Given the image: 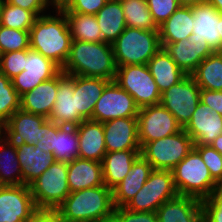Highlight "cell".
Segmentation results:
<instances>
[{
	"instance_id": "26",
	"label": "cell",
	"mask_w": 222,
	"mask_h": 222,
	"mask_svg": "<svg viewBox=\"0 0 222 222\" xmlns=\"http://www.w3.org/2000/svg\"><path fill=\"white\" fill-rule=\"evenodd\" d=\"M109 82L107 79L74 75L76 109L86 120H92L96 102Z\"/></svg>"
},
{
	"instance_id": "21",
	"label": "cell",
	"mask_w": 222,
	"mask_h": 222,
	"mask_svg": "<svg viewBox=\"0 0 222 222\" xmlns=\"http://www.w3.org/2000/svg\"><path fill=\"white\" fill-rule=\"evenodd\" d=\"M156 215L158 222H203L201 200L184 195L164 202Z\"/></svg>"
},
{
	"instance_id": "50",
	"label": "cell",
	"mask_w": 222,
	"mask_h": 222,
	"mask_svg": "<svg viewBox=\"0 0 222 222\" xmlns=\"http://www.w3.org/2000/svg\"><path fill=\"white\" fill-rule=\"evenodd\" d=\"M210 146L222 155V134L217 136Z\"/></svg>"
},
{
	"instance_id": "11",
	"label": "cell",
	"mask_w": 222,
	"mask_h": 222,
	"mask_svg": "<svg viewBox=\"0 0 222 222\" xmlns=\"http://www.w3.org/2000/svg\"><path fill=\"white\" fill-rule=\"evenodd\" d=\"M137 121L140 147L147 142L173 135L182 129L174 115L161 104L139 108Z\"/></svg>"
},
{
	"instance_id": "5",
	"label": "cell",
	"mask_w": 222,
	"mask_h": 222,
	"mask_svg": "<svg viewBox=\"0 0 222 222\" xmlns=\"http://www.w3.org/2000/svg\"><path fill=\"white\" fill-rule=\"evenodd\" d=\"M112 48L117 67L147 64L161 48L159 31L126 27Z\"/></svg>"
},
{
	"instance_id": "47",
	"label": "cell",
	"mask_w": 222,
	"mask_h": 222,
	"mask_svg": "<svg viewBox=\"0 0 222 222\" xmlns=\"http://www.w3.org/2000/svg\"><path fill=\"white\" fill-rule=\"evenodd\" d=\"M200 102L222 116V91L201 89Z\"/></svg>"
},
{
	"instance_id": "28",
	"label": "cell",
	"mask_w": 222,
	"mask_h": 222,
	"mask_svg": "<svg viewBox=\"0 0 222 222\" xmlns=\"http://www.w3.org/2000/svg\"><path fill=\"white\" fill-rule=\"evenodd\" d=\"M140 150L107 152L102 161L103 182L113 190L129 174Z\"/></svg>"
},
{
	"instance_id": "44",
	"label": "cell",
	"mask_w": 222,
	"mask_h": 222,
	"mask_svg": "<svg viewBox=\"0 0 222 222\" xmlns=\"http://www.w3.org/2000/svg\"><path fill=\"white\" fill-rule=\"evenodd\" d=\"M111 222H158L156 212H136L115 207Z\"/></svg>"
},
{
	"instance_id": "52",
	"label": "cell",
	"mask_w": 222,
	"mask_h": 222,
	"mask_svg": "<svg viewBox=\"0 0 222 222\" xmlns=\"http://www.w3.org/2000/svg\"><path fill=\"white\" fill-rule=\"evenodd\" d=\"M210 5H213L222 15V0H205Z\"/></svg>"
},
{
	"instance_id": "6",
	"label": "cell",
	"mask_w": 222,
	"mask_h": 222,
	"mask_svg": "<svg viewBox=\"0 0 222 222\" xmlns=\"http://www.w3.org/2000/svg\"><path fill=\"white\" fill-rule=\"evenodd\" d=\"M67 172V162L54 161L29 185L38 210H56L70 194Z\"/></svg>"
},
{
	"instance_id": "33",
	"label": "cell",
	"mask_w": 222,
	"mask_h": 222,
	"mask_svg": "<svg viewBox=\"0 0 222 222\" xmlns=\"http://www.w3.org/2000/svg\"><path fill=\"white\" fill-rule=\"evenodd\" d=\"M201 89L222 91V51H214L191 74Z\"/></svg>"
},
{
	"instance_id": "27",
	"label": "cell",
	"mask_w": 222,
	"mask_h": 222,
	"mask_svg": "<svg viewBox=\"0 0 222 222\" xmlns=\"http://www.w3.org/2000/svg\"><path fill=\"white\" fill-rule=\"evenodd\" d=\"M16 152L24 174V184L29 186L55 161L53 154L31 144L17 143Z\"/></svg>"
},
{
	"instance_id": "7",
	"label": "cell",
	"mask_w": 222,
	"mask_h": 222,
	"mask_svg": "<svg viewBox=\"0 0 222 222\" xmlns=\"http://www.w3.org/2000/svg\"><path fill=\"white\" fill-rule=\"evenodd\" d=\"M193 148L192 138L182 128L173 135L145 143L141 147L140 155L153 169L172 171Z\"/></svg>"
},
{
	"instance_id": "37",
	"label": "cell",
	"mask_w": 222,
	"mask_h": 222,
	"mask_svg": "<svg viewBox=\"0 0 222 222\" xmlns=\"http://www.w3.org/2000/svg\"><path fill=\"white\" fill-rule=\"evenodd\" d=\"M38 16L31 11L3 1L0 25L17 30L30 31Z\"/></svg>"
},
{
	"instance_id": "10",
	"label": "cell",
	"mask_w": 222,
	"mask_h": 222,
	"mask_svg": "<svg viewBox=\"0 0 222 222\" xmlns=\"http://www.w3.org/2000/svg\"><path fill=\"white\" fill-rule=\"evenodd\" d=\"M201 88L191 75L161 93L160 104L169 110L177 123L184 128L200 102Z\"/></svg>"
},
{
	"instance_id": "45",
	"label": "cell",
	"mask_w": 222,
	"mask_h": 222,
	"mask_svg": "<svg viewBox=\"0 0 222 222\" xmlns=\"http://www.w3.org/2000/svg\"><path fill=\"white\" fill-rule=\"evenodd\" d=\"M109 0H69L61 10L95 15Z\"/></svg>"
},
{
	"instance_id": "12",
	"label": "cell",
	"mask_w": 222,
	"mask_h": 222,
	"mask_svg": "<svg viewBox=\"0 0 222 222\" xmlns=\"http://www.w3.org/2000/svg\"><path fill=\"white\" fill-rule=\"evenodd\" d=\"M138 112L134 98L115 81H110L96 102L92 120L104 123L117 118L137 117Z\"/></svg>"
},
{
	"instance_id": "40",
	"label": "cell",
	"mask_w": 222,
	"mask_h": 222,
	"mask_svg": "<svg viewBox=\"0 0 222 222\" xmlns=\"http://www.w3.org/2000/svg\"><path fill=\"white\" fill-rule=\"evenodd\" d=\"M212 178L222 186V155L210 145L194 144Z\"/></svg>"
},
{
	"instance_id": "54",
	"label": "cell",
	"mask_w": 222,
	"mask_h": 222,
	"mask_svg": "<svg viewBox=\"0 0 222 222\" xmlns=\"http://www.w3.org/2000/svg\"><path fill=\"white\" fill-rule=\"evenodd\" d=\"M220 37H221V51H222V15L220 14Z\"/></svg>"
},
{
	"instance_id": "13",
	"label": "cell",
	"mask_w": 222,
	"mask_h": 222,
	"mask_svg": "<svg viewBox=\"0 0 222 222\" xmlns=\"http://www.w3.org/2000/svg\"><path fill=\"white\" fill-rule=\"evenodd\" d=\"M36 211L29 186H0V222H26Z\"/></svg>"
},
{
	"instance_id": "57",
	"label": "cell",
	"mask_w": 222,
	"mask_h": 222,
	"mask_svg": "<svg viewBox=\"0 0 222 222\" xmlns=\"http://www.w3.org/2000/svg\"><path fill=\"white\" fill-rule=\"evenodd\" d=\"M1 134H2V127L0 126V136H1Z\"/></svg>"
},
{
	"instance_id": "55",
	"label": "cell",
	"mask_w": 222,
	"mask_h": 222,
	"mask_svg": "<svg viewBox=\"0 0 222 222\" xmlns=\"http://www.w3.org/2000/svg\"><path fill=\"white\" fill-rule=\"evenodd\" d=\"M74 222H111V221H93V220H82V221H74Z\"/></svg>"
},
{
	"instance_id": "1",
	"label": "cell",
	"mask_w": 222,
	"mask_h": 222,
	"mask_svg": "<svg viewBox=\"0 0 222 222\" xmlns=\"http://www.w3.org/2000/svg\"><path fill=\"white\" fill-rule=\"evenodd\" d=\"M55 11L56 16L42 14L35 20L29 31V41L32 50L62 69L70 53L72 36L64 12L61 9Z\"/></svg>"
},
{
	"instance_id": "22",
	"label": "cell",
	"mask_w": 222,
	"mask_h": 222,
	"mask_svg": "<svg viewBox=\"0 0 222 222\" xmlns=\"http://www.w3.org/2000/svg\"><path fill=\"white\" fill-rule=\"evenodd\" d=\"M79 158L102 162L106 151L103 123L84 120L76 126Z\"/></svg>"
},
{
	"instance_id": "3",
	"label": "cell",
	"mask_w": 222,
	"mask_h": 222,
	"mask_svg": "<svg viewBox=\"0 0 222 222\" xmlns=\"http://www.w3.org/2000/svg\"><path fill=\"white\" fill-rule=\"evenodd\" d=\"M114 209L112 190L104 184L70 192L56 211L61 222L111 221Z\"/></svg>"
},
{
	"instance_id": "43",
	"label": "cell",
	"mask_w": 222,
	"mask_h": 222,
	"mask_svg": "<svg viewBox=\"0 0 222 222\" xmlns=\"http://www.w3.org/2000/svg\"><path fill=\"white\" fill-rule=\"evenodd\" d=\"M147 4L157 26L166 21L180 7L178 0H147Z\"/></svg>"
},
{
	"instance_id": "38",
	"label": "cell",
	"mask_w": 222,
	"mask_h": 222,
	"mask_svg": "<svg viewBox=\"0 0 222 222\" xmlns=\"http://www.w3.org/2000/svg\"><path fill=\"white\" fill-rule=\"evenodd\" d=\"M20 109V95L12 82L0 72V126L2 127L12 114Z\"/></svg>"
},
{
	"instance_id": "19",
	"label": "cell",
	"mask_w": 222,
	"mask_h": 222,
	"mask_svg": "<svg viewBox=\"0 0 222 222\" xmlns=\"http://www.w3.org/2000/svg\"><path fill=\"white\" fill-rule=\"evenodd\" d=\"M183 130L192 138L194 144L210 145L222 134V116L212 111L210 106L199 102Z\"/></svg>"
},
{
	"instance_id": "20",
	"label": "cell",
	"mask_w": 222,
	"mask_h": 222,
	"mask_svg": "<svg viewBox=\"0 0 222 222\" xmlns=\"http://www.w3.org/2000/svg\"><path fill=\"white\" fill-rule=\"evenodd\" d=\"M160 45L187 75H191L199 63L214 52L206 41L193 42L189 38Z\"/></svg>"
},
{
	"instance_id": "42",
	"label": "cell",
	"mask_w": 222,
	"mask_h": 222,
	"mask_svg": "<svg viewBox=\"0 0 222 222\" xmlns=\"http://www.w3.org/2000/svg\"><path fill=\"white\" fill-rule=\"evenodd\" d=\"M203 222H222V186L201 200Z\"/></svg>"
},
{
	"instance_id": "4",
	"label": "cell",
	"mask_w": 222,
	"mask_h": 222,
	"mask_svg": "<svg viewBox=\"0 0 222 222\" xmlns=\"http://www.w3.org/2000/svg\"><path fill=\"white\" fill-rule=\"evenodd\" d=\"M172 173L178 195L203 200L220 187L195 148L174 167Z\"/></svg>"
},
{
	"instance_id": "35",
	"label": "cell",
	"mask_w": 222,
	"mask_h": 222,
	"mask_svg": "<svg viewBox=\"0 0 222 222\" xmlns=\"http://www.w3.org/2000/svg\"><path fill=\"white\" fill-rule=\"evenodd\" d=\"M53 157L55 161L67 163L79 158L76 127L59 125V131L54 135Z\"/></svg>"
},
{
	"instance_id": "56",
	"label": "cell",
	"mask_w": 222,
	"mask_h": 222,
	"mask_svg": "<svg viewBox=\"0 0 222 222\" xmlns=\"http://www.w3.org/2000/svg\"><path fill=\"white\" fill-rule=\"evenodd\" d=\"M3 1L4 0H0V13H1V7H2V4H3Z\"/></svg>"
},
{
	"instance_id": "41",
	"label": "cell",
	"mask_w": 222,
	"mask_h": 222,
	"mask_svg": "<svg viewBox=\"0 0 222 222\" xmlns=\"http://www.w3.org/2000/svg\"><path fill=\"white\" fill-rule=\"evenodd\" d=\"M26 57L27 49L1 54L0 72L11 80L24 70Z\"/></svg>"
},
{
	"instance_id": "14",
	"label": "cell",
	"mask_w": 222,
	"mask_h": 222,
	"mask_svg": "<svg viewBox=\"0 0 222 222\" xmlns=\"http://www.w3.org/2000/svg\"><path fill=\"white\" fill-rule=\"evenodd\" d=\"M61 68L52 60L45 58L39 52L27 49L24 70L11 79L12 85L21 96L33 90L43 81L56 76Z\"/></svg>"
},
{
	"instance_id": "18",
	"label": "cell",
	"mask_w": 222,
	"mask_h": 222,
	"mask_svg": "<svg viewBox=\"0 0 222 222\" xmlns=\"http://www.w3.org/2000/svg\"><path fill=\"white\" fill-rule=\"evenodd\" d=\"M107 152L141 150L137 117L117 118L103 123Z\"/></svg>"
},
{
	"instance_id": "8",
	"label": "cell",
	"mask_w": 222,
	"mask_h": 222,
	"mask_svg": "<svg viewBox=\"0 0 222 222\" xmlns=\"http://www.w3.org/2000/svg\"><path fill=\"white\" fill-rule=\"evenodd\" d=\"M114 81L134 98L139 108L160 104L161 92L147 64L118 66Z\"/></svg>"
},
{
	"instance_id": "2",
	"label": "cell",
	"mask_w": 222,
	"mask_h": 222,
	"mask_svg": "<svg viewBox=\"0 0 222 222\" xmlns=\"http://www.w3.org/2000/svg\"><path fill=\"white\" fill-rule=\"evenodd\" d=\"M61 70L67 75L114 81L117 65L112 44L72 40L68 59Z\"/></svg>"
},
{
	"instance_id": "31",
	"label": "cell",
	"mask_w": 222,
	"mask_h": 222,
	"mask_svg": "<svg viewBox=\"0 0 222 222\" xmlns=\"http://www.w3.org/2000/svg\"><path fill=\"white\" fill-rule=\"evenodd\" d=\"M95 16L103 42L112 44L127 27L120 0L107 1Z\"/></svg>"
},
{
	"instance_id": "15",
	"label": "cell",
	"mask_w": 222,
	"mask_h": 222,
	"mask_svg": "<svg viewBox=\"0 0 222 222\" xmlns=\"http://www.w3.org/2000/svg\"><path fill=\"white\" fill-rule=\"evenodd\" d=\"M53 110L48 120L60 126L76 127L86 120L76 109L74 95V75L62 70L58 73V90Z\"/></svg>"
},
{
	"instance_id": "48",
	"label": "cell",
	"mask_w": 222,
	"mask_h": 222,
	"mask_svg": "<svg viewBox=\"0 0 222 222\" xmlns=\"http://www.w3.org/2000/svg\"><path fill=\"white\" fill-rule=\"evenodd\" d=\"M5 2L19 6L28 11L34 12L38 17L41 16L40 13L45 11L49 6V0H4Z\"/></svg>"
},
{
	"instance_id": "51",
	"label": "cell",
	"mask_w": 222,
	"mask_h": 222,
	"mask_svg": "<svg viewBox=\"0 0 222 222\" xmlns=\"http://www.w3.org/2000/svg\"><path fill=\"white\" fill-rule=\"evenodd\" d=\"M180 6H195L205 2V0H178Z\"/></svg>"
},
{
	"instance_id": "32",
	"label": "cell",
	"mask_w": 222,
	"mask_h": 222,
	"mask_svg": "<svg viewBox=\"0 0 222 222\" xmlns=\"http://www.w3.org/2000/svg\"><path fill=\"white\" fill-rule=\"evenodd\" d=\"M2 135L0 136V186L22 185L24 174L18 161L16 144Z\"/></svg>"
},
{
	"instance_id": "17",
	"label": "cell",
	"mask_w": 222,
	"mask_h": 222,
	"mask_svg": "<svg viewBox=\"0 0 222 222\" xmlns=\"http://www.w3.org/2000/svg\"><path fill=\"white\" fill-rule=\"evenodd\" d=\"M48 119L45 116L19 109L2 126V134L11 142L36 145L42 136V125ZM7 135V136H6Z\"/></svg>"
},
{
	"instance_id": "16",
	"label": "cell",
	"mask_w": 222,
	"mask_h": 222,
	"mask_svg": "<svg viewBox=\"0 0 222 222\" xmlns=\"http://www.w3.org/2000/svg\"><path fill=\"white\" fill-rule=\"evenodd\" d=\"M191 8L194 22L189 39L193 42L206 41L213 51H221L220 12L207 2Z\"/></svg>"
},
{
	"instance_id": "23",
	"label": "cell",
	"mask_w": 222,
	"mask_h": 222,
	"mask_svg": "<svg viewBox=\"0 0 222 222\" xmlns=\"http://www.w3.org/2000/svg\"><path fill=\"white\" fill-rule=\"evenodd\" d=\"M152 171V165L140 155L129 174L112 190L114 207H124L143 187Z\"/></svg>"
},
{
	"instance_id": "25",
	"label": "cell",
	"mask_w": 222,
	"mask_h": 222,
	"mask_svg": "<svg viewBox=\"0 0 222 222\" xmlns=\"http://www.w3.org/2000/svg\"><path fill=\"white\" fill-rule=\"evenodd\" d=\"M67 180L70 192L104 185L102 162L81 158L68 162Z\"/></svg>"
},
{
	"instance_id": "36",
	"label": "cell",
	"mask_w": 222,
	"mask_h": 222,
	"mask_svg": "<svg viewBox=\"0 0 222 222\" xmlns=\"http://www.w3.org/2000/svg\"><path fill=\"white\" fill-rule=\"evenodd\" d=\"M126 26L142 30H158L148 8L147 0H120Z\"/></svg>"
},
{
	"instance_id": "30",
	"label": "cell",
	"mask_w": 222,
	"mask_h": 222,
	"mask_svg": "<svg viewBox=\"0 0 222 222\" xmlns=\"http://www.w3.org/2000/svg\"><path fill=\"white\" fill-rule=\"evenodd\" d=\"M147 66L161 93L177 84L187 75L163 48H160L148 61Z\"/></svg>"
},
{
	"instance_id": "39",
	"label": "cell",
	"mask_w": 222,
	"mask_h": 222,
	"mask_svg": "<svg viewBox=\"0 0 222 222\" xmlns=\"http://www.w3.org/2000/svg\"><path fill=\"white\" fill-rule=\"evenodd\" d=\"M30 48L29 31L0 25V55Z\"/></svg>"
},
{
	"instance_id": "9",
	"label": "cell",
	"mask_w": 222,
	"mask_h": 222,
	"mask_svg": "<svg viewBox=\"0 0 222 222\" xmlns=\"http://www.w3.org/2000/svg\"><path fill=\"white\" fill-rule=\"evenodd\" d=\"M177 195L172 171L153 169L143 187L124 207L136 212H156Z\"/></svg>"
},
{
	"instance_id": "53",
	"label": "cell",
	"mask_w": 222,
	"mask_h": 222,
	"mask_svg": "<svg viewBox=\"0 0 222 222\" xmlns=\"http://www.w3.org/2000/svg\"><path fill=\"white\" fill-rule=\"evenodd\" d=\"M53 8L61 9L69 0H49Z\"/></svg>"
},
{
	"instance_id": "24",
	"label": "cell",
	"mask_w": 222,
	"mask_h": 222,
	"mask_svg": "<svg viewBox=\"0 0 222 222\" xmlns=\"http://www.w3.org/2000/svg\"><path fill=\"white\" fill-rule=\"evenodd\" d=\"M58 90V74L20 96V109L49 118Z\"/></svg>"
},
{
	"instance_id": "46",
	"label": "cell",
	"mask_w": 222,
	"mask_h": 222,
	"mask_svg": "<svg viewBox=\"0 0 222 222\" xmlns=\"http://www.w3.org/2000/svg\"><path fill=\"white\" fill-rule=\"evenodd\" d=\"M59 125L47 120L42 125V136L34 147H39L45 152L53 154L54 135H57Z\"/></svg>"
},
{
	"instance_id": "49",
	"label": "cell",
	"mask_w": 222,
	"mask_h": 222,
	"mask_svg": "<svg viewBox=\"0 0 222 222\" xmlns=\"http://www.w3.org/2000/svg\"><path fill=\"white\" fill-rule=\"evenodd\" d=\"M26 222H61L56 210H38Z\"/></svg>"
},
{
	"instance_id": "29",
	"label": "cell",
	"mask_w": 222,
	"mask_h": 222,
	"mask_svg": "<svg viewBox=\"0 0 222 222\" xmlns=\"http://www.w3.org/2000/svg\"><path fill=\"white\" fill-rule=\"evenodd\" d=\"M193 22L192 8L180 6L158 26L160 43H174L189 38L193 31Z\"/></svg>"
},
{
	"instance_id": "34",
	"label": "cell",
	"mask_w": 222,
	"mask_h": 222,
	"mask_svg": "<svg viewBox=\"0 0 222 222\" xmlns=\"http://www.w3.org/2000/svg\"><path fill=\"white\" fill-rule=\"evenodd\" d=\"M68 20L72 40L103 42L96 16L62 10Z\"/></svg>"
}]
</instances>
